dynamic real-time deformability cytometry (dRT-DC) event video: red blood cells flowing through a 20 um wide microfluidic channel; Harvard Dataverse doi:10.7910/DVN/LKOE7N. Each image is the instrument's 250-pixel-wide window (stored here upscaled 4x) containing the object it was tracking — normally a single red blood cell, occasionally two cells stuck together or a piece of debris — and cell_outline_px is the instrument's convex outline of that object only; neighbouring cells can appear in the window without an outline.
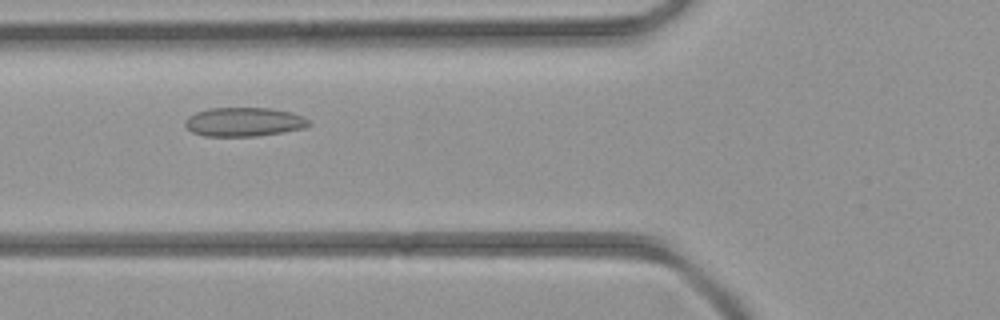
{"species": "common noctule bat (a hibernating species)", "species_latin": "Nyctalus noctula", "temperature_condition": "room temperature", "stored_images_in_passage": 3, "camera_frame_rate_fps": 3000, "um_per_image_px": 0.085, "animal": {"sex": "female", "body_mass_g": 21.9}, "frame": {"image": 1, "passage_image": 3, "time_ms": 3.0, "image_size_px": [1000, 320], "cell_outline_px": [[312, 124], [304, 128], [284, 132], [256, 136], [204, 136], [192, 132], [184, 124], [184, 120], [188, 116], [196, 112], [208, 108], [272, 108], [304, 116]], "centroid_in_image_um": [20.73, 10.36], "position_along_channel_um": 105.1, "area_um2": 20.98}}